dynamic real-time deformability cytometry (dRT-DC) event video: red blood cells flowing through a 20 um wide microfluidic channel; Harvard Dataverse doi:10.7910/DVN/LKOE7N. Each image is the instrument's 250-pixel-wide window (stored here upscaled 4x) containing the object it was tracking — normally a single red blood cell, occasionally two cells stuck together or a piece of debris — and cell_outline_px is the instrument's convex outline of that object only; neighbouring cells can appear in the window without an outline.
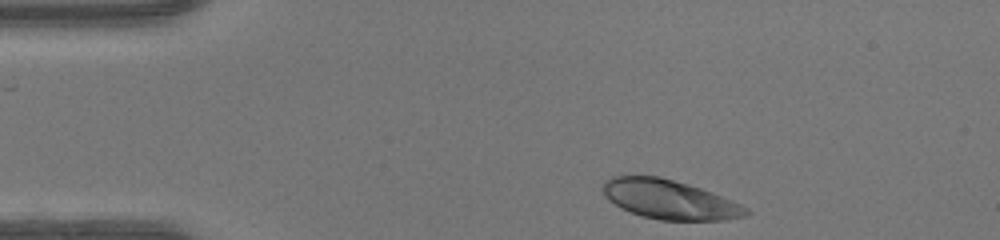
{"species": "human", "species_latin": "Homo sapiens", "temperature_condition": "warm", "stored_images_in_passage": 34, "camera_frame_rate_fps": 3000, "um_per_image_px": 0.085, "donor": {"sex": "female"}, "frame": {"image": 1, "passage_image": 1, "time_ms": 0.0, "image_size_px": [1000, 240], "cell_outline_px": [[752, 212], [744, 216], [724, 220], [660, 220], [644, 216], [620, 208], [608, 200], [604, 196], [600, 188], [604, 180], [612, 176], [660, 176], [688, 184], [700, 188], [732, 200], [748, 208]], "centroid_in_image_um": [56.87, 16.95], "position_along_channel_um": 28.1, "area_um2": 32.83}}
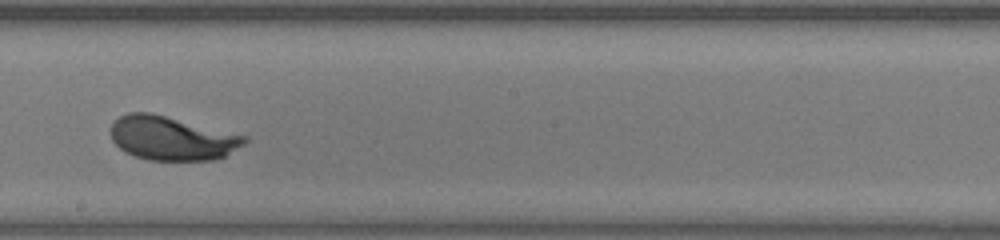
{"frame": {"image": 2, "passage_image": 20, "time_ms": 6.333, "image_size_px": [1000, 240], "cell_outline_px": [[248, 140], [244, 144], [224, 156], [212, 160], [148, 160], [124, 152], [112, 140], [112, 124], [120, 116], [128, 112], [152, 112], [248, 136]], "centroid_in_image_um": [14.62, 11.74], "position_along_channel_um": 233.6, "area_um2": 34.22}}
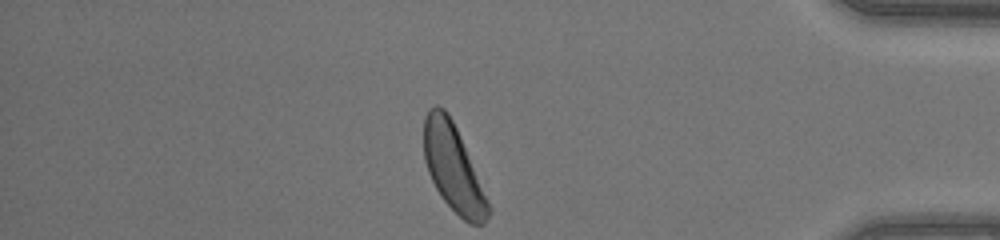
{"frame": {"image": 3, "passage_image": 34, "time_ms": 11.0, "image_size_px": [1000, 240], "cell_outline_px": [[492, 212], [484, 224], [468, 224], [440, 196], [428, 172], [424, 160], [424, 116], [428, 108], [436, 104], [444, 108], [448, 112], [460, 136], [492, 208]], "centroid_in_image_um": [38.52, 14.28], "position_along_channel_um": 396.7, "area_um2": 32.54}, "authors_computed_cell_mechanics": {"area_um2": 34.2465, "velocity_mm_per_s": 4.243, "shape_relaxation_time_tau1_ms": 2.1579, "shape_relaxation_time_tau2_ms": null, "deformation_change_tau1": 0.1402, "deformation_change_tau2": null}}